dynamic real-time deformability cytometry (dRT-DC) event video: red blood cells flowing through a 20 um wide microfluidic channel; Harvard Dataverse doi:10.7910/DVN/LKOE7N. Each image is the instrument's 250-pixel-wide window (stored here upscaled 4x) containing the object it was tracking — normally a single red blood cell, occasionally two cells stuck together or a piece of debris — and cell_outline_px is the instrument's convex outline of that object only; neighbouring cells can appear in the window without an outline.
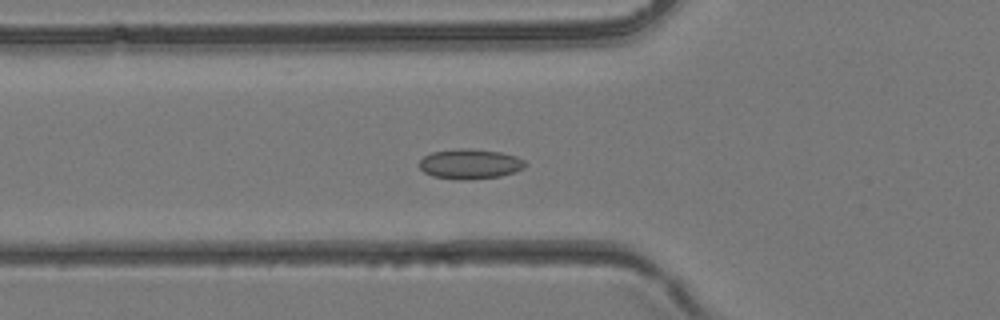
{"species": "common noctule bat (a hibernating species)", "species_latin": "Nyctalus noctula", "temperature_condition": "room temperature", "stored_images_in_passage": 41, "camera_frame_rate_fps": 3000, "um_per_image_px": 0.085, "animal": {"sex": "female", "body_mass_g": 24.6, "forearm_length_mm": 56.2}, "frame": {"image": 1, "passage_image": 15, "time_ms": 4.667, "image_size_px": [1000, 320], "cell_outline_px": [[528, 164], [524, 168], [500, 176], [464, 180], [432, 176], [424, 172], [420, 168], [420, 160], [424, 156], [432, 152], [456, 148], [468, 148], [500, 152], [516, 156], [524, 160]], "centroid_in_image_um": [39.95, 13.92], "position_along_channel_um": 85.9, "area_um2": 18.44}}
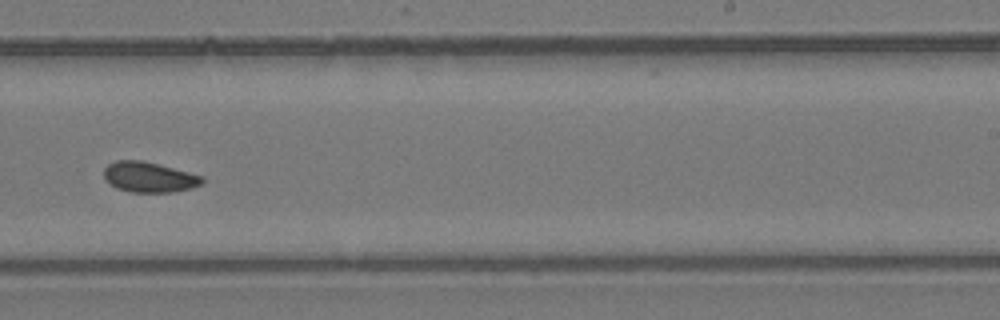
{"frame": {"image": 2, "passage_image": 26, "time_ms": 8.333, "image_size_px": [1000, 320], "cell_outline_px": [[204, 184], [172, 192], [128, 192], [116, 188], [104, 176], [104, 168], [108, 164], [116, 160], [144, 160], [204, 176]], "centroid_in_image_um": [12.69, 15.04], "position_along_channel_um": 276.3, "area_um2": 17.4}}
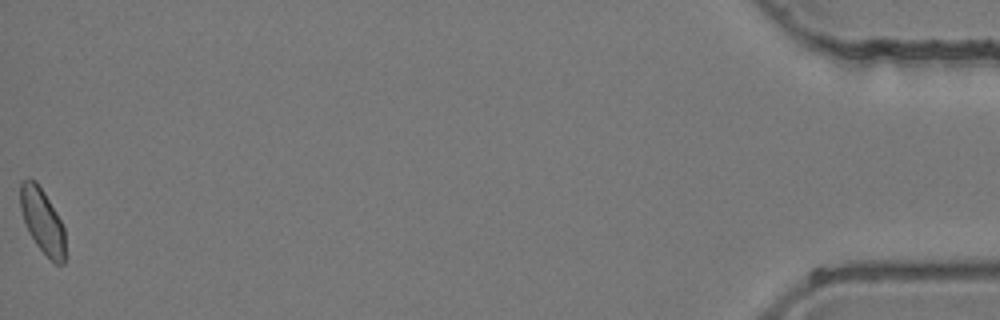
{"frame": {"image": 3, "passage_image": 41, "time_ms": 13.333, "image_size_px": [1000, 320], "cell_outline_px": [[64, 264], [56, 264], [36, 244], [28, 232], [20, 208], [20, 184], [28, 176], [36, 180], [44, 192], [56, 212], [64, 228]], "centroid_in_image_um": [3.58, 18.73], "position_along_channel_um": 431.6, "area_um2": 16.76}}